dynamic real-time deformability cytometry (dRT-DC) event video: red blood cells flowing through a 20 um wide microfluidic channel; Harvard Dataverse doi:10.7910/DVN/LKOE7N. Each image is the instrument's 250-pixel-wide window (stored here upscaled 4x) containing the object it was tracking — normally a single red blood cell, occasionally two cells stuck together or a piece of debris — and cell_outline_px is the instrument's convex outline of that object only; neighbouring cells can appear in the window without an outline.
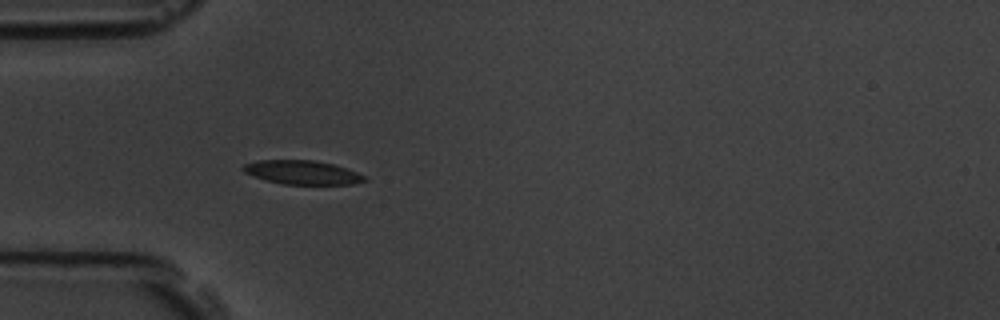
{"species": "common noctule bat (a hibernating species)", "species_latin": "Nyctalus noctula", "temperature_condition": "room temperature", "stored_images_in_passage": 41, "camera_frame_rate_fps": 3000, "um_per_image_px": 0.085, "animal": {"sex": "male", "body_mass_g": 19.5, "forearm_length_mm": 54.6}, "frame": {"image": 1, "passage_image": 1, "time_ms": 0.0, "image_size_px": [1000, 320], "cell_outline_px": [[368, 180], [352, 184], [280, 184], [252, 176], [244, 172], [240, 168], [244, 164], [256, 160], [312, 160], [332, 164], [356, 172], [364, 176]], "centroid_in_image_um": [25.62, 14.65], "position_along_channel_um": 59.4, "area_um2": 16.82}}
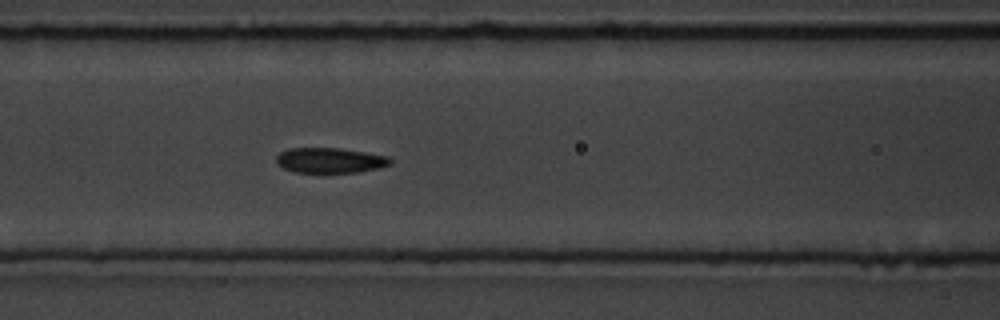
{"frame": {"image": 2, "passage_image": 8, "time_ms": 2.333, "image_size_px": [1000, 320], "cell_outline_px": [[392, 164], [380, 168], [360, 172], [296, 172], [284, 168], [276, 160], [276, 156], [280, 152], [288, 148], [340, 148], [388, 156], [392, 160]], "centroid_in_image_um": [28.09, 13.62], "position_along_channel_um": 138.5, "area_um2": 16.7}}
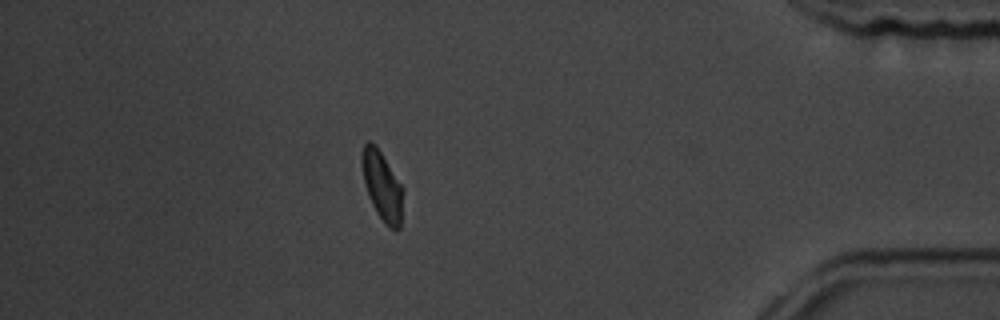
{"frame": {"image": 3, "passage_image": 34, "time_ms": 11.0, "image_size_px": [1000, 320], "cell_outline_px": [[404, 192], [400, 228], [396, 232], [384, 224], [376, 212], [368, 196], [364, 184], [360, 160], [364, 144], [368, 140], [380, 152], [404, 188]], "centroid_in_image_um": [32.49, 15.87], "position_along_channel_um": 402.7, "area_um2": 16.7}, "authors_computed_cell_mechanics": {"area_um2": 16.9354, "velocity_mm_per_s": 3.5577, "shape_relaxation_time_tau1_ms": 2.7982, "shape_relaxation_time_tau2_ms": 6.0286, "deformation_change_tau1": 0.1023, "deformation_change_tau2": 0.0928}}